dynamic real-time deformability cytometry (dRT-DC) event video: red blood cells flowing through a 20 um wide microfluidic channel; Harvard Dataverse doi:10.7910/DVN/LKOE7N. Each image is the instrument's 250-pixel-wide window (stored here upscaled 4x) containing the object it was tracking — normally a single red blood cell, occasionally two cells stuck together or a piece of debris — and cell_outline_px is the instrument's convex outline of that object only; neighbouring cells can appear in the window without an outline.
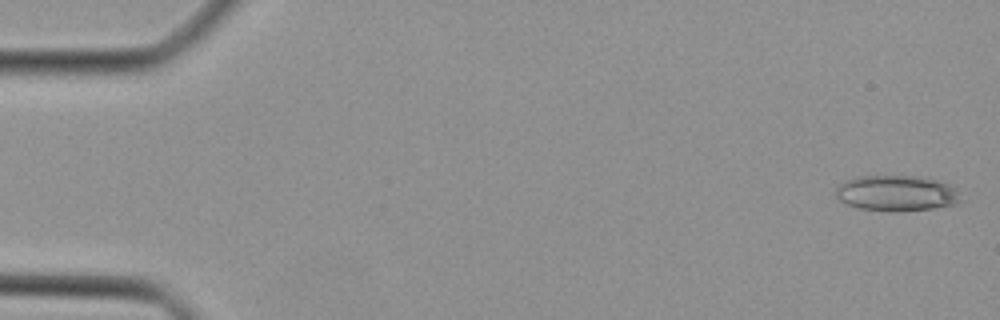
{"species": "Egyptian fruit bat (a non-hibernating species)", "species_latin": "Rousettus aegyptiacus", "temperature_condition": "cold", "stored_images_in_passage": 46, "camera_frame_rate_fps": 3000, "um_per_image_px": 0.085, "animal": {"sex": "female"}, "frame": {"image": 1, "passage_image": 1, "time_ms": 0.0, "image_size_px": [1000, 320], "cell_outline_px": [[964, 200], [956, 204], [932, 208], [900, 212], [892, 212], [860, 208], [848, 204], [840, 200], [836, 196], [836, 188], [844, 180], [856, 176], [912, 176], [936, 180], [948, 184], [956, 188]], "centroid_in_image_um": [76.23, 16.43], "position_along_channel_um": 8.8, "area_um2": 26.13}}
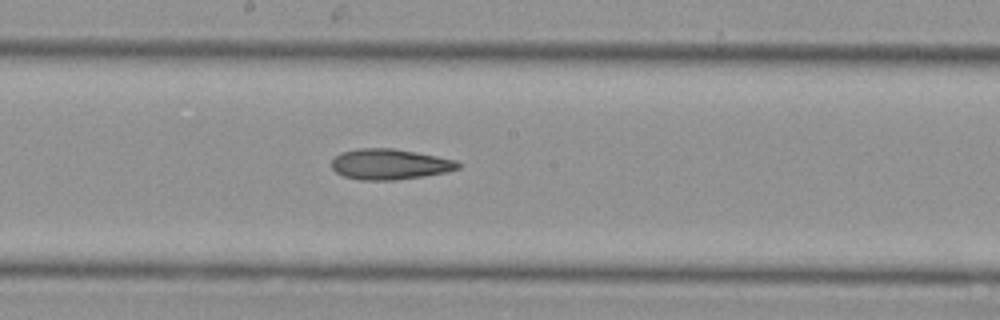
{"frame": {"image": 2, "passage_image": 24, "time_ms": 7.667, "image_size_px": [1000, 320], "cell_outline_px": [[460, 168], [448, 172], [396, 180], [360, 180], [344, 176], [336, 172], [332, 168], [332, 160], [340, 152], [360, 148], [392, 148], [436, 156], [456, 160], [460, 164]], "centroid_in_image_um": [33.12, 13.96], "position_along_channel_um": 215.1, "area_um2": 22.48}}
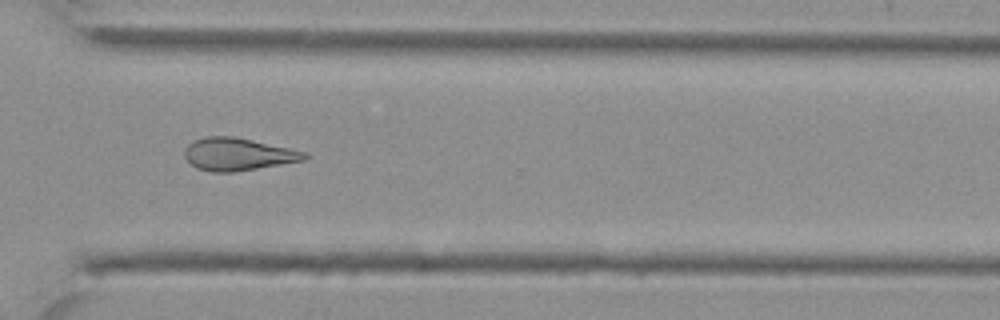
{"frame": {"image": 3, "passage_image": 33, "time_ms": 10.667, "image_size_px": [1000, 320], "cell_outline_px": [[308, 156], [304, 160], [232, 172], [212, 172], [196, 168], [184, 156], [184, 152], [188, 144], [192, 140], [204, 136], [236, 136], [308, 152]], "centroid_in_image_um": [20.2, 13.09], "position_along_channel_um": 350.4, "area_um2": 22.77}}